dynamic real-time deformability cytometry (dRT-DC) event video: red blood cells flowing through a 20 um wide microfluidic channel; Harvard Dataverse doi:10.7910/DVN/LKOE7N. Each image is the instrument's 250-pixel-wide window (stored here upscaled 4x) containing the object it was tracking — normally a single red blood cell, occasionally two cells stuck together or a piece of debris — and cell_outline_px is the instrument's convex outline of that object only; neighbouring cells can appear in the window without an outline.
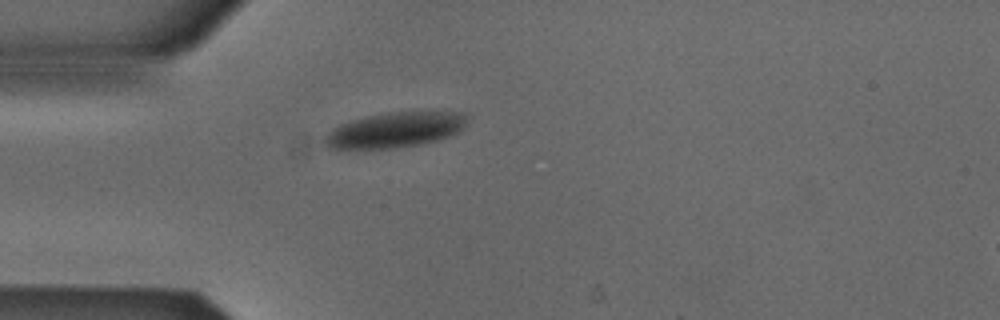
{"species": "Egyptian fruit bat (a non-hibernating species)", "species_latin": "Rousettus aegyptiacus", "temperature_condition": "cold", "stored_images_in_passage": 1, "camera_frame_rate_fps": 3000, "um_per_image_px": 0.085, "animal": {"sex": "male"}, "frame": {"image": 1, "passage_image": 1, "time_ms": 0.0, "image_size_px": [1000, 320], "cell_outline_px": [[468, 116], [460, 132], [440, 140], [420, 144], [396, 148], [364, 152], [328, 148], [324, 144], [324, 136], [332, 128], [340, 124], [352, 120], [368, 116], [388, 112], [436, 108], [464, 112]], "centroid_in_image_um": [33.61, 11.04], "position_along_channel_um": 51.4, "area_um2": 31.27}}